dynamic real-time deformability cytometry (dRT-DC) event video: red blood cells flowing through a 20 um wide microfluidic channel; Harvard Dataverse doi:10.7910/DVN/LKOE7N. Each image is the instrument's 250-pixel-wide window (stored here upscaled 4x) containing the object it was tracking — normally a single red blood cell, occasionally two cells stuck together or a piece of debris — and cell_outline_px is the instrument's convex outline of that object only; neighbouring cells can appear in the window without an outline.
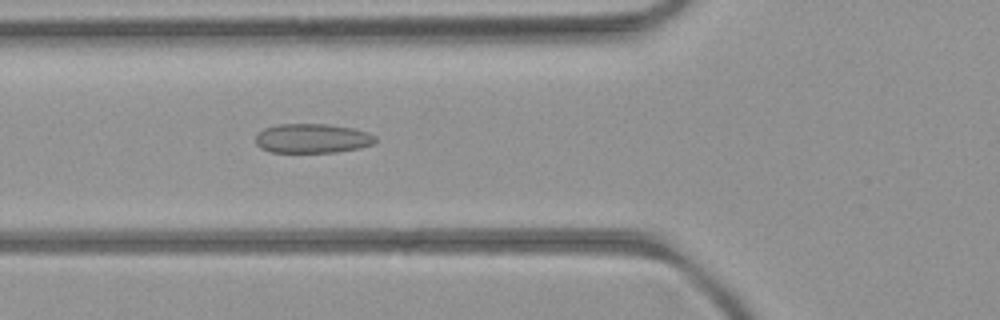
{"species": "common noctule bat (a hibernating species)", "species_latin": "Nyctalus noctula", "temperature_condition": "room temperature", "stored_images_in_passage": 41, "camera_frame_rate_fps": 3000, "um_per_image_px": 0.085, "animal": {"sex": "female", "body_mass_g": 21.9}, "frame": {"image": 1, "passage_image": 8, "time_ms": 2.333, "image_size_px": [1000, 320], "cell_outline_px": [[376, 140], [372, 144], [360, 148], [336, 152], [268, 152], [260, 148], [256, 144], [256, 136], [264, 128], [280, 124], [328, 124], [352, 128], [368, 132], [376, 136]], "centroid_in_image_um": [26.55, 11.77], "position_along_channel_um": 99.3, "area_um2": 20.52}}
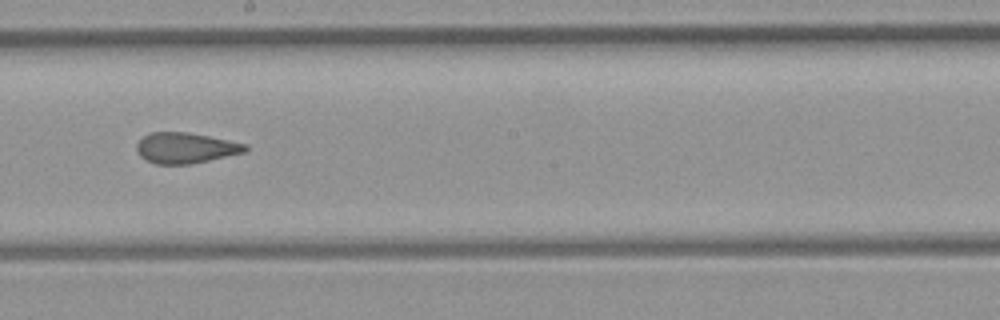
{"frame": {"image": 2, "passage_image": 18, "time_ms": 5.667, "image_size_px": [1000, 320], "cell_outline_px": [[248, 148], [244, 152], [192, 164], [156, 164], [144, 160], [136, 152], [136, 144], [144, 136], [152, 132], [184, 132], [208, 136], [248, 144]], "centroid_in_image_um": [15.74, 12.58], "position_along_channel_um": 232.5, "area_um2": 19.36}}
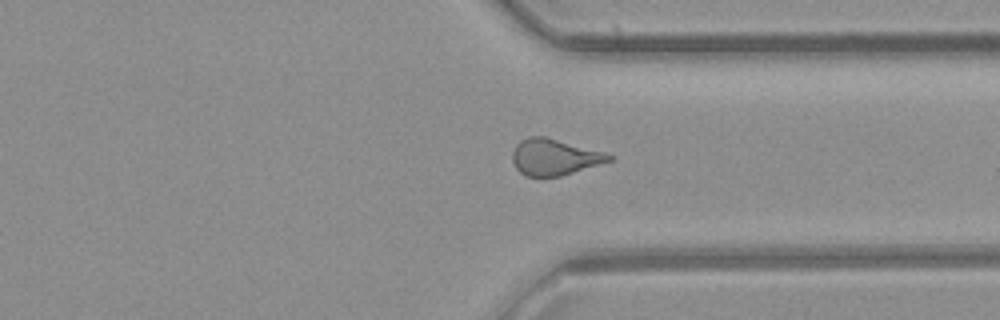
{"frame": {"image": 3, "passage_image": 28, "time_ms": 9.0, "image_size_px": [1000, 320], "cell_outline_px": [[612, 160], [560, 176], [524, 176], [516, 168], [512, 160], [512, 152], [516, 144], [520, 140], [528, 136], [544, 136], [604, 152], [612, 156]], "centroid_in_image_um": [47.07, 13.34], "position_along_channel_um": 364.3, "area_um2": 20.17}, "authors_computed_cell_mechanics": {"area_um2": 19.9988, "velocity_mm_per_s": 3.9705, "shape_relaxation_time_tau1_ms": null, "shape_relaxation_time_tau2_ms": 1.8175, "deformation_change_tau1": null, "deformation_change_tau2": 0.0991}}